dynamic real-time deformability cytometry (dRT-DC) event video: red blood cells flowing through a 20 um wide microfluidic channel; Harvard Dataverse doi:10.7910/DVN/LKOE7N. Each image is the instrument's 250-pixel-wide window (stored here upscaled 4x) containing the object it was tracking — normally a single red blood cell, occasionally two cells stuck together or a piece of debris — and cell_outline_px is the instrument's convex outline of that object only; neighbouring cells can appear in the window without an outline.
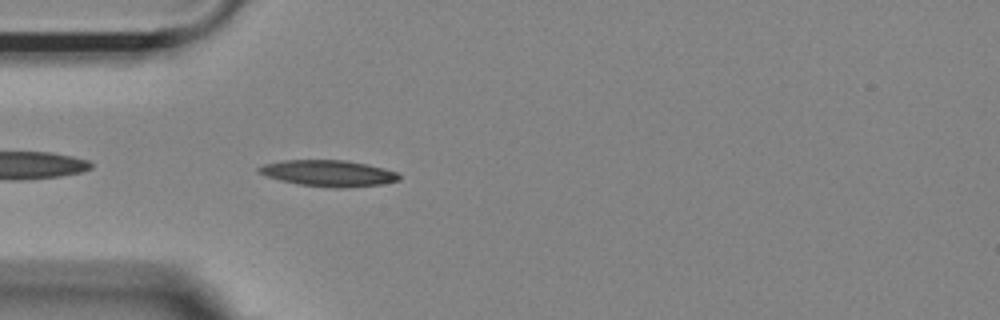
{"species": "Egyptian fruit bat (a non-hibernating species)", "species_latin": "Rousettus aegyptiacus", "temperature_condition": "room temperature", "stored_images_in_passage": 32, "camera_frame_rate_fps": 3000, "um_per_image_px": 0.085, "animal": {"sex": "female"}, "frame": {"image": 1, "passage_image": 2, "time_ms": 0.333, "image_size_px": [1000, 320], "cell_outline_px": [[400, 180], [380, 184], [340, 188], [336, 188], [300, 184], [280, 180], [256, 172], [256, 168], [264, 164], [284, 160], [344, 160], [368, 164], [384, 168], [396, 172], [400, 176]], "centroid_in_image_um": [27.9, 14.71], "position_along_channel_um": 57.1, "area_um2": 21.27}}
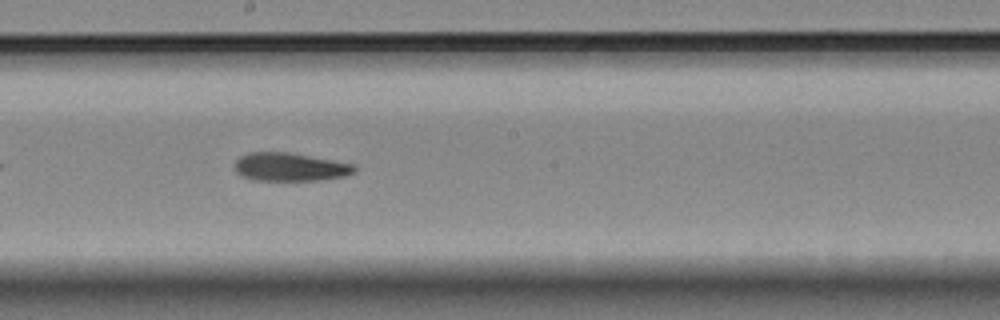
{"frame": {"image": 2, "passage_image": 16, "time_ms": 5.0, "image_size_px": [1000, 320], "cell_outline_px": [[356, 172], [344, 176], [324, 180], [252, 180], [240, 176], [236, 172], [236, 160], [240, 156], [248, 152], [292, 152], [356, 164]], "centroid_in_image_um": [24.68, 14.18], "position_along_channel_um": 223.5, "area_um2": 20.06}}
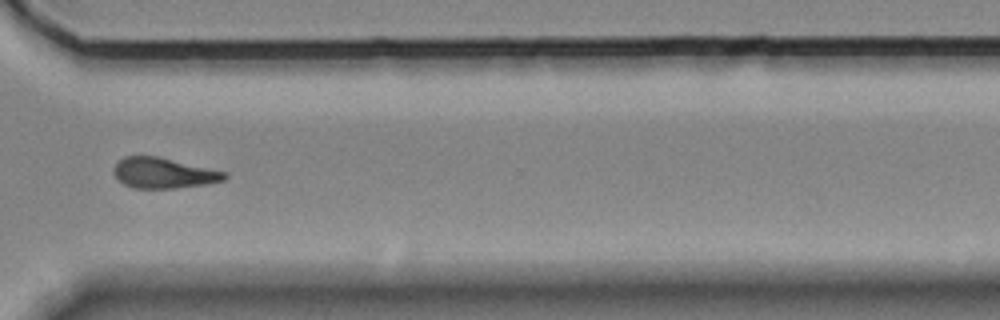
{"frame": {"image": 3, "passage_image": 27, "time_ms": 8.667, "image_size_px": [1000, 320], "cell_outline_px": [[228, 176], [224, 180], [208, 184], [176, 188], [132, 188], [124, 184], [112, 172], [112, 168], [116, 160], [124, 156], [156, 156], [228, 172]], "centroid_in_image_um": [13.88, 14.7], "position_along_channel_um": 356.7, "area_um2": 19.88}, "authors_computed_cell_mechanics": {"area_um2": 20.0566, "velocity_mm_per_s": 3.6284, "shape_relaxation_time_tau1_ms": 8.0596, "shape_relaxation_time_tau2_ms": null, "deformation_change_tau1": 0.2071, "deformation_change_tau2": null}}